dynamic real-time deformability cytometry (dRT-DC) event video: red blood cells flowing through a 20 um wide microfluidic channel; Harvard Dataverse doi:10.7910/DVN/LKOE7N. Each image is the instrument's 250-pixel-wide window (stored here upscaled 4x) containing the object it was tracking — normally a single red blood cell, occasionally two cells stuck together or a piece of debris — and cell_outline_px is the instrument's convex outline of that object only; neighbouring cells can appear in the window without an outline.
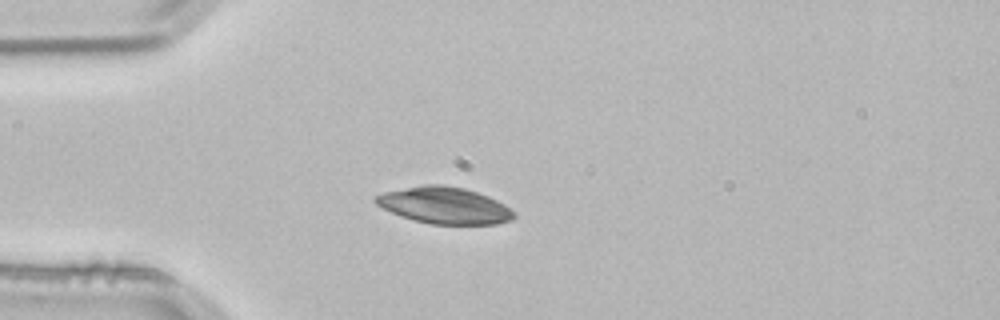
{"species": "common noctule bat (a hibernating species)", "species_latin": "Nyctalus noctula", "temperature_condition": "room temperature", "stored_images_in_passage": 2, "camera_frame_rate_fps": 3000, "um_per_image_px": 0.085, "animal": {"sex": "male", "body_mass_g": 21.5, "forearm_length_mm": 52.0}, "frame": {"image": 1, "passage_image": 2, "time_ms": 0.333, "image_size_px": [1000, 320], "cell_outline_px": [[516, 216], [512, 220], [496, 224], [432, 224], [412, 220], [400, 216], [376, 204], [372, 200], [376, 196], [384, 192], [424, 184], [444, 184], [464, 188], [488, 196], [504, 204]], "centroid_in_image_um": [37.76, 17.46], "position_along_channel_um": 47.2, "area_um2": 29.42}}